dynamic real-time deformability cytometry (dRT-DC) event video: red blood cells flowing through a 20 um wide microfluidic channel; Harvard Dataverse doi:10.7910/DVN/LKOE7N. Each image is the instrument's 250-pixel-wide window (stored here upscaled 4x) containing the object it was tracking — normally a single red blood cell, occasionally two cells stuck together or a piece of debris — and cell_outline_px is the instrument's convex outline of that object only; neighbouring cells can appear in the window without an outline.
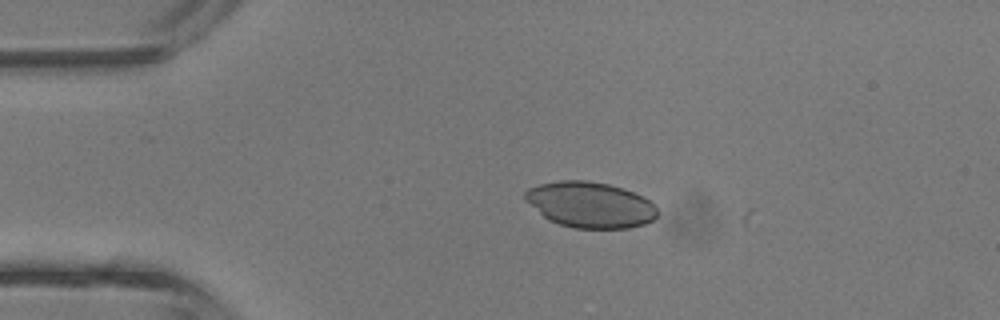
{"species": "common noctule bat (a hibernating species)", "species_latin": "Nyctalus noctula", "temperature_condition": "room temperature", "stored_images_in_passage": 7, "camera_frame_rate_fps": 3000, "um_per_image_px": 0.085, "animal": {"sex": "male", "body_mass_g": 13.3}, "frame": {"image": 1, "passage_image": 1, "time_ms": 0.0, "image_size_px": [1000, 320], "cell_outline_px": [[656, 216], [652, 220], [644, 224], [628, 228], [572, 228], [548, 220], [524, 200], [524, 192], [528, 188], [540, 184], [560, 180], [588, 180], [608, 184], [624, 188], [644, 196], [656, 208]], "centroid_in_image_um": [50.14, 17.39], "position_along_channel_um": 34.9, "area_um2": 35.37}}